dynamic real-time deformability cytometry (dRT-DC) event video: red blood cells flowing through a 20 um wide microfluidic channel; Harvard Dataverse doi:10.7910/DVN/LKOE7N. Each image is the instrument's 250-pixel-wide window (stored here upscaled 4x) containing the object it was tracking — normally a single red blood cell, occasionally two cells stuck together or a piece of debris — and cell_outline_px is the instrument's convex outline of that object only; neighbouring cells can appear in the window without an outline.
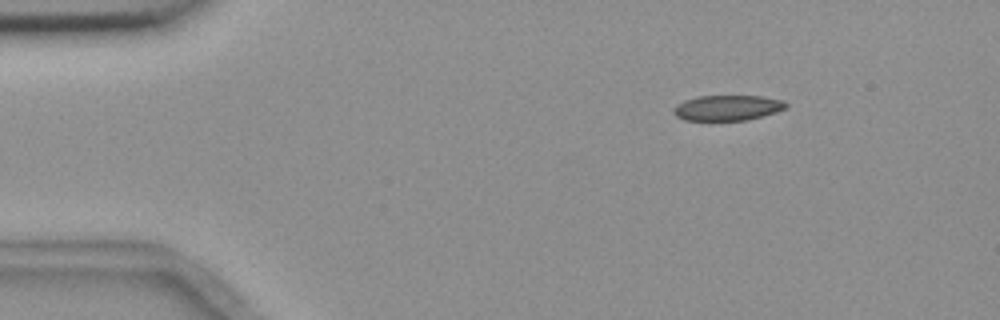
{"species": "common noctule bat (a hibernating species)", "species_latin": "Nyctalus noctula", "temperature_condition": "room temperature", "stored_images_in_passage": 4, "camera_frame_rate_fps": 3000, "um_per_image_px": 0.085, "animal": {"sex": "female", "body_mass_g": 18.4}, "frame": {"image": 1, "passage_image": 1, "time_ms": 0.0, "image_size_px": [1000, 320], "cell_outline_px": [[788, 104], [784, 108], [776, 112], [748, 120], [684, 120], [676, 116], [672, 112], [672, 108], [676, 104], [684, 100], [696, 96], [760, 96], [784, 100]], "centroid_in_image_um": [61.79, 9.16], "position_along_channel_um": 23.2, "area_um2": 16.7}}
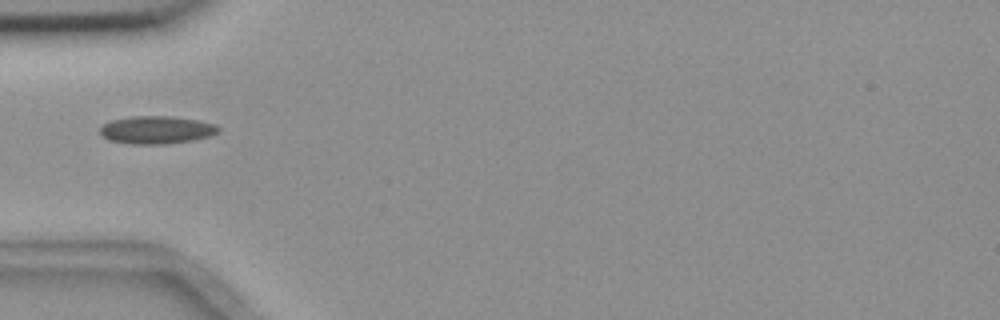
{"frame": {"image": 2, "passage_image": 4, "time_ms": 3.333, "image_size_px": [1000, 320], "cell_outline_px": [[220, 132], [208, 136], [192, 140], [164, 144], [132, 144], [108, 140], [100, 136], [100, 128], [108, 120], [132, 116], [172, 116], [196, 120], [216, 124], [220, 128]], "centroid_in_image_um": [13.27, 11.04], "position_along_channel_um": 71.7, "area_um2": 19.31}}